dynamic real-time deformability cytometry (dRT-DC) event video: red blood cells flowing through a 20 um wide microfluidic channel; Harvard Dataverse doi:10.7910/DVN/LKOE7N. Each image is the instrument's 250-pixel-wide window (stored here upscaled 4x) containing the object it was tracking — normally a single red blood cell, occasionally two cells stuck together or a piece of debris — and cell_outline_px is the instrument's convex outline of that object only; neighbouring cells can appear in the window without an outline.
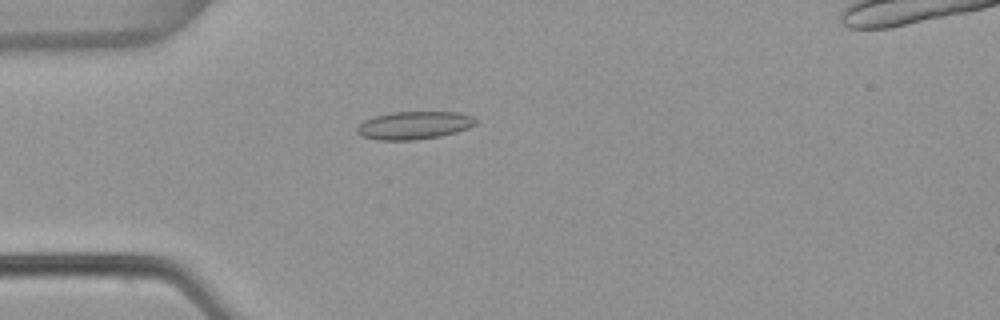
{"species": "common noctule bat (a hibernating species)", "species_latin": "Nyctalus noctula", "temperature_condition": "warm", "stored_images_in_passage": 4, "camera_frame_rate_fps": 3000, "um_per_image_px": 0.085, "animal": {"sex": "female", "body_mass_g": 22.7, "forearm_length_mm": 54.2}, "frame": {"image": 1, "passage_image": 4, "time_ms": 1.0, "image_size_px": [1000, 320], "cell_outline_px": [[476, 124], [468, 128], [456, 132], [440, 136], [416, 140], [376, 140], [360, 136], [356, 132], [356, 128], [364, 120], [376, 116], [392, 112], [460, 112], [472, 116], [476, 120]], "centroid_in_image_um": [35.18, 10.66], "position_along_channel_um": 49.8, "area_um2": 19.36}}